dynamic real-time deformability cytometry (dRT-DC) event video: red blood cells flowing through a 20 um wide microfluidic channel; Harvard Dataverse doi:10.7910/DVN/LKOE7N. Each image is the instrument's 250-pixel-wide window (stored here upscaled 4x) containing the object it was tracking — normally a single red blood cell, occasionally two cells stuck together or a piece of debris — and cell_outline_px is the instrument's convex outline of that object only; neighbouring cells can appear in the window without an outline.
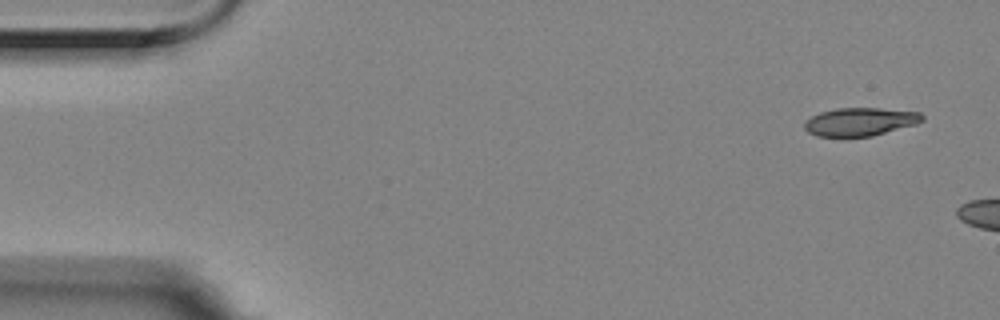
{"species": "Egyptian fruit bat (a non-hibernating species)", "species_latin": "Rousettus aegyptiacus", "temperature_condition": "room temperature", "stored_images_in_passage": 3, "camera_frame_rate_fps": 3000, "um_per_image_px": 0.085, "animal": {"sex": "female"}, "frame": {"image": 1, "passage_image": 1, "time_ms": 0.0, "image_size_px": [1000, 320], "cell_outline_px": [[924, 120], [916, 124], [872, 136], [816, 136], [808, 132], [804, 128], [804, 120], [820, 112], [836, 108], [880, 108], [920, 112], [924, 116]], "centroid_in_image_um": [73.1, 10.34], "position_along_channel_um": 11.9, "area_um2": 19.36}}